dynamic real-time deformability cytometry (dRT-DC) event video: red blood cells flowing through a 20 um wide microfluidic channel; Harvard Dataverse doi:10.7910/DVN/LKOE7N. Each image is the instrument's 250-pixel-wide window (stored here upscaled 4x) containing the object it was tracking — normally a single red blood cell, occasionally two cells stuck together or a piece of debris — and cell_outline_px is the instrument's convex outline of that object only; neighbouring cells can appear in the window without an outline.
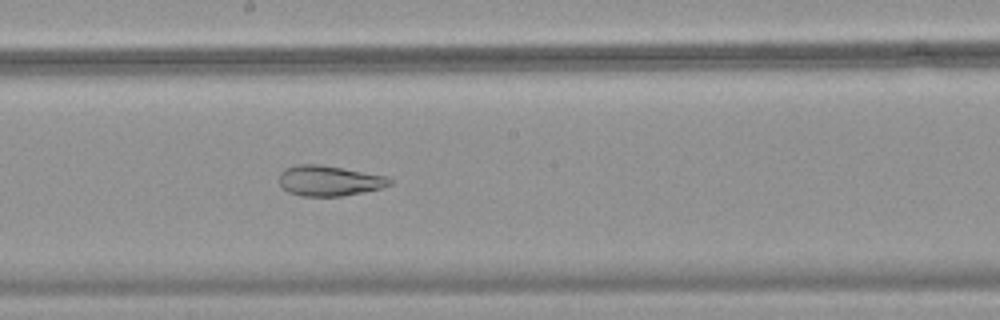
{"species": "common noctule bat (a hibernating species)", "species_latin": "Nyctalus noctula", "temperature_condition": "warm", "stored_images_in_passage": 49, "camera_frame_rate_fps": 3000, "um_per_image_px": 0.085, "animal": {"sex": "female", "body_mass_g": 18.4}, "frame": {"image": 1, "passage_image": 28, "time_ms": 9.0, "image_size_px": [1000, 320], "cell_outline_px": [[392, 184], [380, 188], [364, 192], [340, 196], [300, 196], [288, 192], [280, 184], [280, 172], [284, 168], [296, 164], [320, 164], [384, 176], [392, 180]], "centroid_in_image_um": [27.94, 15.36], "position_along_channel_um": 220.3, "area_um2": 19.42}}
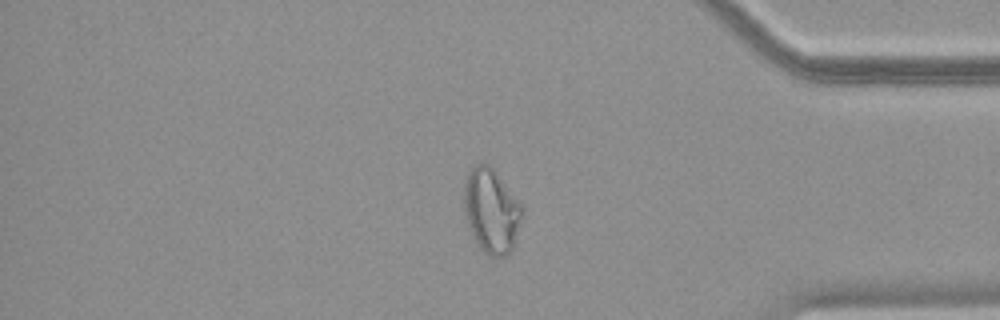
{"frame": {"image": 2, "passage_image": 42, "time_ms": 13.667, "image_size_px": [1000, 320], "cell_outline_px": [[524, 208], [512, 248], [504, 256], [492, 256], [484, 252], [480, 248], [468, 224], [464, 208], [464, 180], [468, 172], [476, 164], [488, 164], [492, 168], [524, 204]], "centroid_in_image_um": [41.78, 17.87], "position_along_channel_um": 393.4, "area_um2": 28.32}}